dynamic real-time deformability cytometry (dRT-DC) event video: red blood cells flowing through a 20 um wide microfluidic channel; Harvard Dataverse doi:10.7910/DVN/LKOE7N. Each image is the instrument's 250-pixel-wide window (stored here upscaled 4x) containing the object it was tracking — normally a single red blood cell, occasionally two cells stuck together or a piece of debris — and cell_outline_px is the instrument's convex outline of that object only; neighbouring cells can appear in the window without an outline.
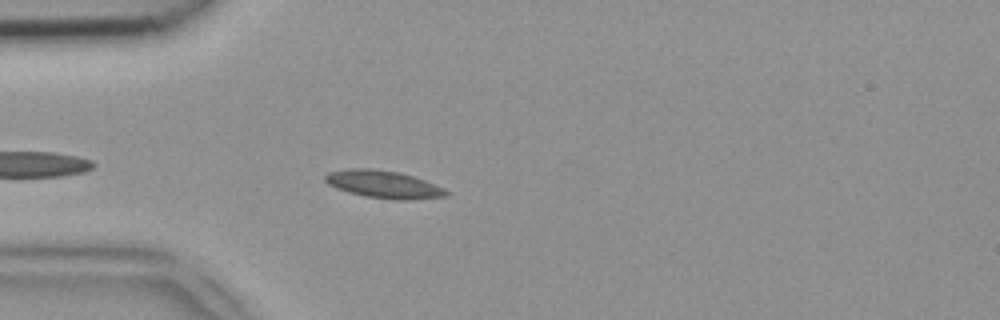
{"species": "common noctule bat (a hibernating species)", "species_latin": "Nyctalus noctula", "temperature_condition": "room temperature", "stored_images_in_passage": 39, "camera_frame_rate_fps": 3000, "um_per_image_px": 0.085, "animal": {"sex": "female", "body_mass_g": 18.4}, "frame": {"image": 1, "passage_image": 4, "time_ms": 1.0, "image_size_px": [1000, 320], "cell_outline_px": [[448, 196], [408, 200], [392, 200], [364, 196], [348, 192], [336, 188], [328, 184], [324, 180], [324, 176], [328, 172], [348, 168], [372, 168], [400, 172], [424, 180], [444, 188], [448, 192]], "centroid_in_image_um": [32.57, 15.67], "position_along_channel_um": 52.4, "area_um2": 19.59}}
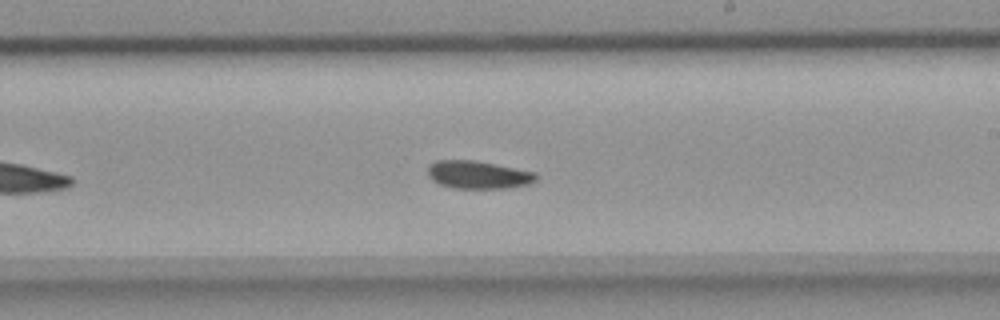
{"frame": {"image": 2, "passage_image": 19, "time_ms": 6.0, "image_size_px": [1000, 320], "cell_outline_px": [[536, 180], [532, 184], [508, 188], [452, 188], [440, 184], [432, 180], [428, 176], [428, 168], [436, 160], [472, 160], [536, 172]], "centroid_in_image_um": [40.66, 14.87], "position_along_channel_um": 248.3, "area_um2": 17.51}}
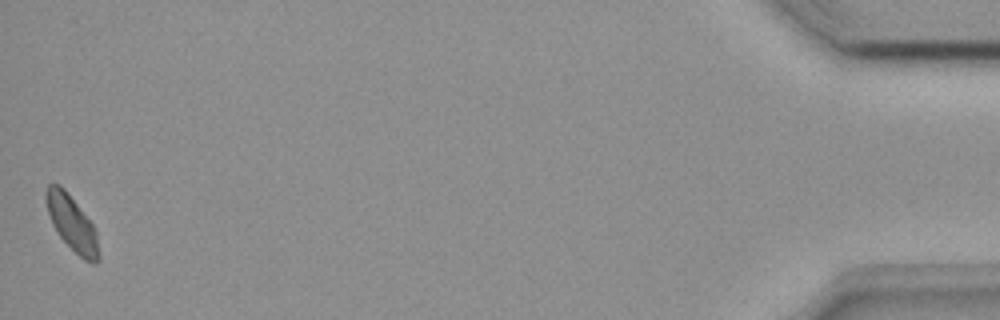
{"frame": {"image": 3, "passage_image": 39, "time_ms": 12.667, "image_size_px": [1000, 320], "cell_outline_px": [[100, 260], [96, 264], [92, 264], [84, 260], [60, 236], [52, 224], [48, 212], [44, 196], [44, 192], [48, 184], [60, 184], [64, 188], [92, 224], [96, 232], [100, 256]], "centroid_in_image_um": [6.11, 18.98], "position_along_channel_um": 429.1, "area_um2": 16.76}}